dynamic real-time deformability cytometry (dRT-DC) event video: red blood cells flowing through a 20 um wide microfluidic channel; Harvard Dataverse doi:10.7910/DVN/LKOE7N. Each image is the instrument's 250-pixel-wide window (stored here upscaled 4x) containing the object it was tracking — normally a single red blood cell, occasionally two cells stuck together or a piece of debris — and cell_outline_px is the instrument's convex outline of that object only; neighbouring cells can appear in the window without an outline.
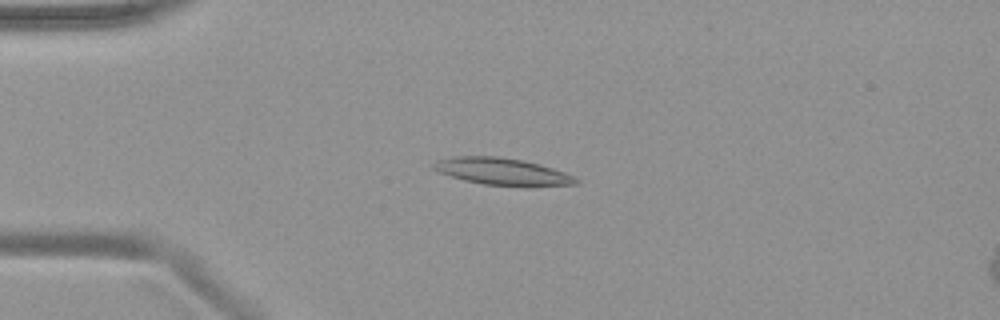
{"species": "common noctule bat (a hibernating species)", "species_latin": "Nyctalus noctula", "temperature_condition": "warm", "stored_images_in_passage": 49, "camera_frame_rate_fps": 3000, "um_per_image_px": 0.085, "animal": {"sex": "female", "body_mass_g": 19.9}, "frame": {"image": 1, "passage_image": 12, "time_ms": 3.667, "image_size_px": [1000, 320], "cell_outline_px": [[580, 180], [576, 184], [484, 184], [464, 180], [440, 172], [432, 168], [432, 164], [440, 160], [452, 156], [500, 156], [524, 160], [540, 164], [564, 172]], "centroid_in_image_um": [42.62, 14.53], "position_along_channel_um": 42.4, "area_um2": 21.44}}
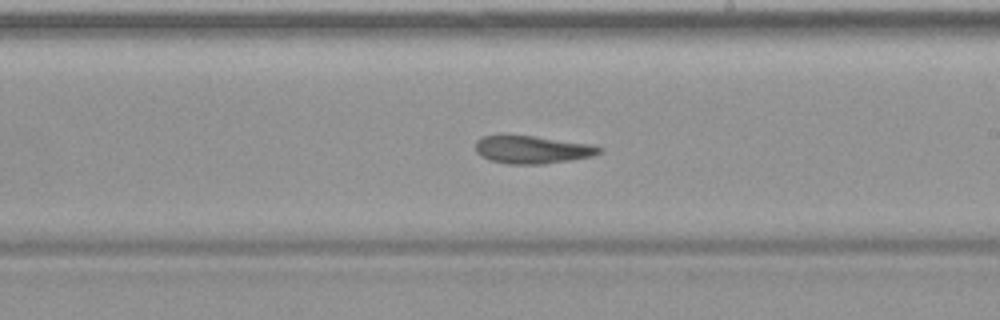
{"frame": {"image": 2, "passage_image": 29, "time_ms": 9.333, "image_size_px": [1000, 320], "cell_outline_px": [[604, 148], [600, 152], [592, 156], [544, 164], [508, 164], [488, 160], [480, 156], [476, 152], [476, 140], [480, 136], [536, 136], [592, 144]], "centroid_in_image_um": [45.23, 12.72], "position_along_channel_um": 243.8, "area_um2": 20.06}}
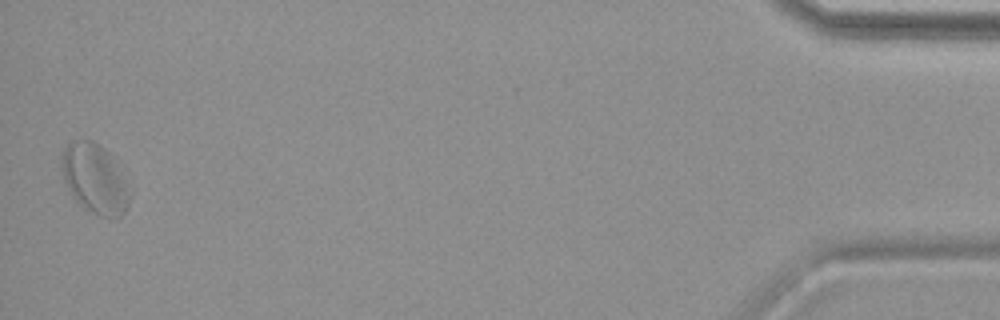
{"frame": {"image": 3, "passage_image": 49, "time_ms": 16.0, "image_size_px": [1000, 320], "cell_outline_px": [[132, 196], [124, 212], [116, 220], [112, 220], [100, 216], [84, 208], [72, 196], [64, 180], [60, 168], [60, 152], [72, 140], [92, 140], [104, 148], [112, 156], [132, 192]], "centroid_in_image_um": [8.05, 15.21], "position_along_channel_um": 427.1, "area_um2": 28.15}}